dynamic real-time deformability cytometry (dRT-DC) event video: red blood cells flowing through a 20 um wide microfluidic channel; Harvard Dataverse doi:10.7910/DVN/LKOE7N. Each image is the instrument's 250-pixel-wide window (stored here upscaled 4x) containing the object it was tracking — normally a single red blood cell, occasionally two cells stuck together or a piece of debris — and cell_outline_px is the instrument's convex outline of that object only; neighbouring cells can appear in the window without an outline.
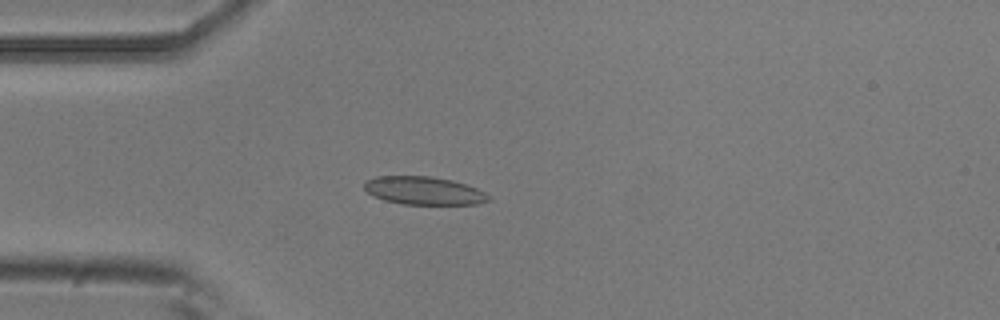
{"species": "common noctule bat (a hibernating species)", "species_latin": "Nyctalus noctula", "temperature_condition": "room temperature", "stored_images_in_passage": 2, "camera_frame_rate_fps": 3000, "um_per_image_px": 0.085, "animal": {"sex": "male", "body_mass_g": 20.5, "forearm_length_mm": 52.5}, "frame": {"image": 1, "passage_image": 1, "time_ms": 0.0, "image_size_px": [1000, 320], "cell_outline_px": [[492, 200], [476, 204], [404, 204], [384, 200], [368, 192], [364, 188], [364, 180], [376, 176], [432, 176], [452, 180], [476, 188], [492, 196]], "centroid_in_image_um": [36.04, 16.2], "position_along_channel_um": 49.0, "area_um2": 20.35}}